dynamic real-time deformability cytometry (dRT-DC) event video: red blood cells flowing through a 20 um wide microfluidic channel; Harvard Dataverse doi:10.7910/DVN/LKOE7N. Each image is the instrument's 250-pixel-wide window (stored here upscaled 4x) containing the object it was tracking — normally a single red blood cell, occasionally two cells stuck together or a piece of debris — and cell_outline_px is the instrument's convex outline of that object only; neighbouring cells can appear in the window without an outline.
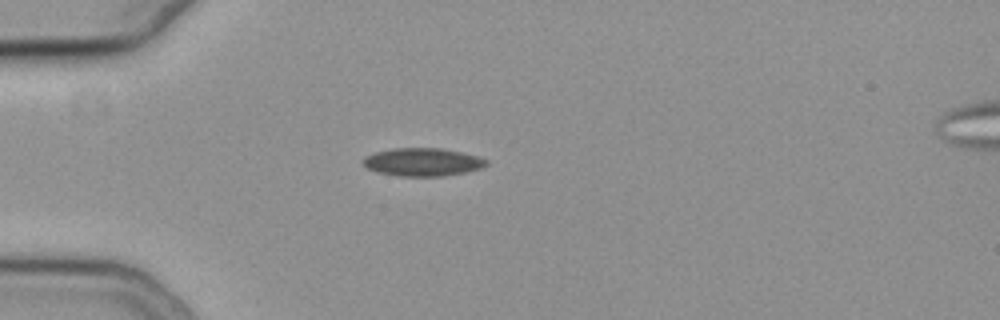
{"species": "common noctule bat (a hibernating species)", "species_latin": "Nyctalus noctula", "temperature_condition": "cold", "stored_images_in_passage": 41, "camera_frame_rate_fps": 3000, "um_per_image_px": 0.085, "animal": {"sex": "female", "body_mass_g": 19.3, "forearm_length_mm": 54.1}, "frame": {"image": 1, "passage_image": 1, "time_ms": 0.0, "image_size_px": [1000, 320], "cell_outline_px": [[488, 164], [480, 168], [468, 172], [444, 176], [400, 176], [376, 172], [368, 168], [360, 160], [364, 156], [376, 152], [392, 148], [440, 148], [460, 152], [476, 156], [488, 160]], "centroid_in_image_um": [35.9, 13.78], "position_along_channel_um": 49.1, "area_um2": 20.17}}
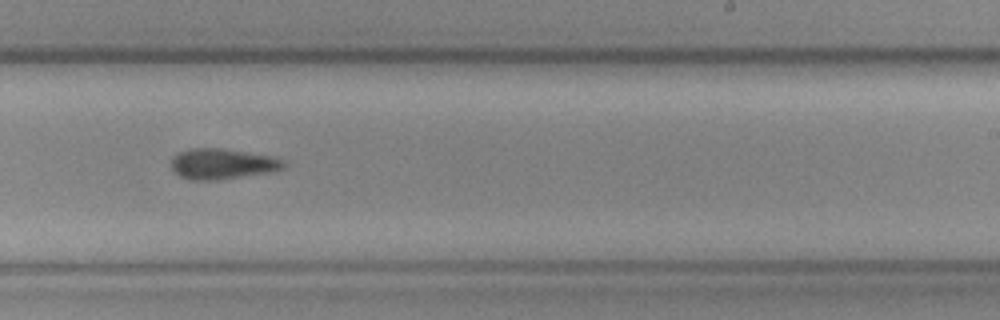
{"frame": {"image": 2, "passage_image": 20, "time_ms": 6.333, "image_size_px": [1000, 320], "cell_outline_px": [[284, 168], [272, 172], [216, 180], [188, 180], [172, 172], [172, 156], [180, 152], [192, 148], [220, 148], [276, 156], [284, 164]], "centroid_in_image_um": [18.88, 13.93], "position_along_channel_um": 270.1, "area_um2": 20.11}}
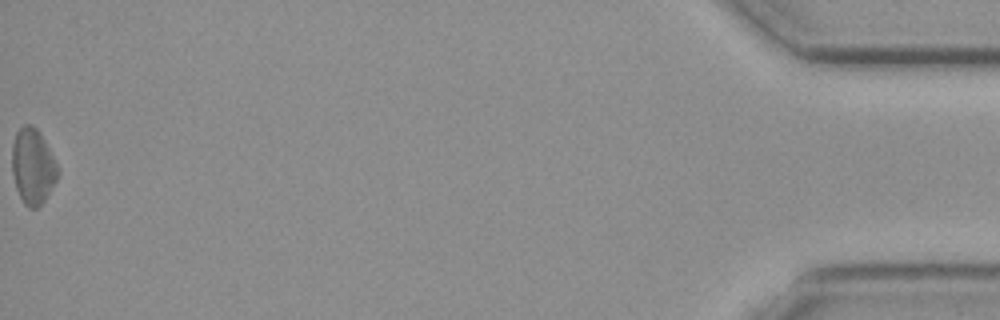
{"frame": {"image": 3, "passage_image": 41, "time_ms": 13.333, "image_size_px": [1000, 320], "cell_outline_px": [[60, 172], [56, 180], [44, 200], [36, 208], [28, 208], [24, 204], [16, 188], [12, 172], [12, 144], [16, 132], [24, 124], [32, 124], [40, 132]], "centroid_in_image_um": [2.77, 14.13], "position_along_channel_um": 432.4, "area_um2": 19.94}}